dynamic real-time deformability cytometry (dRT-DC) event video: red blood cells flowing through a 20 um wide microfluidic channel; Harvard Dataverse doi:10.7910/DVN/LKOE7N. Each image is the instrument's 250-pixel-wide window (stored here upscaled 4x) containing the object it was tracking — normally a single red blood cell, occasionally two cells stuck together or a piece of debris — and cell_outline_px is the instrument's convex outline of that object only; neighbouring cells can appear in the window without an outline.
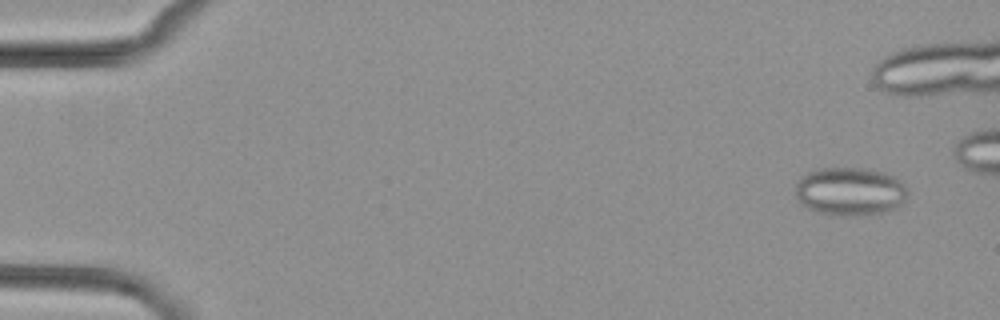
{"species": "common noctule bat (a hibernating species)", "species_latin": "Nyctalus noctula", "temperature_condition": "cold", "stored_images_in_passage": 44, "camera_frame_rate_fps": 3000, "um_per_image_px": 0.085, "animal": {"sex": "female", "body_mass_g": 29.2, "forearm_length_mm": 56.3}, "frame": {"image": 1, "passage_image": 4, "time_ms": 1.0, "image_size_px": [1000, 320], "cell_outline_px": [[908, 196], [896, 208], [880, 212], [860, 216], [840, 216], [820, 212], [808, 208], [796, 196], [796, 184], [800, 176], [808, 172], [820, 168], [864, 168], [884, 172], [896, 176], [908, 188]], "centroid_in_image_um": [72.28, 16.26], "position_along_channel_um": 12.7, "area_um2": 31.73}}
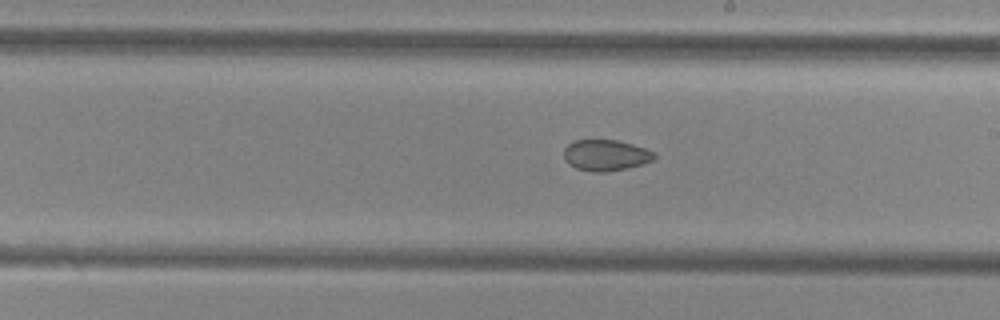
{"frame": {"image": 2, "passage_image": 32, "time_ms": 10.333, "image_size_px": [1000, 320], "cell_outline_px": [[656, 156], [652, 160], [628, 168], [608, 172], [592, 172], [576, 168], [568, 164], [564, 160], [564, 148], [568, 144], [576, 140], [616, 140], [632, 144], [656, 152]], "centroid_in_image_um": [51.46, 13.2], "position_along_channel_um": 237.5, "area_um2": 16.42}}
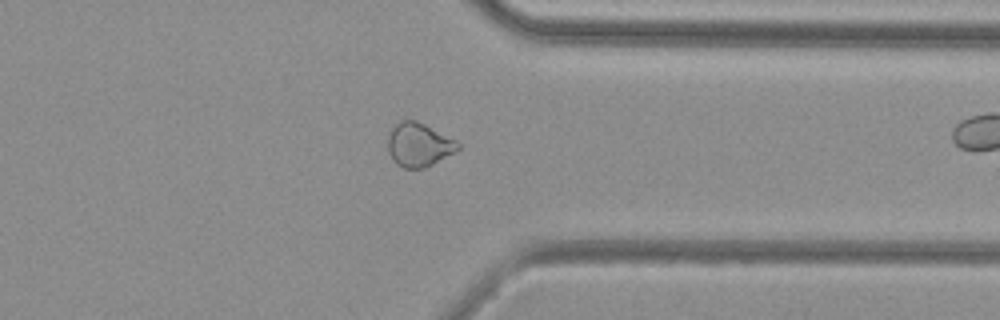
{"frame": {"image": 3, "passage_image": 43, "time_ms": 14.0, "image_size_px": [1000, 320], "cell_outline_px": [[460, 148], [432, 164], [424, 168], [404, 168], [396, 164], [392, 160], [388, 152], [388, 136], [392, 124], [400, 120], [416, 120], [456, 140], [460, 144]], "centroid_in_image_um": [35.55, 12.29], "position_along_channel_um": 375.9, "area_um2": 17.86}}